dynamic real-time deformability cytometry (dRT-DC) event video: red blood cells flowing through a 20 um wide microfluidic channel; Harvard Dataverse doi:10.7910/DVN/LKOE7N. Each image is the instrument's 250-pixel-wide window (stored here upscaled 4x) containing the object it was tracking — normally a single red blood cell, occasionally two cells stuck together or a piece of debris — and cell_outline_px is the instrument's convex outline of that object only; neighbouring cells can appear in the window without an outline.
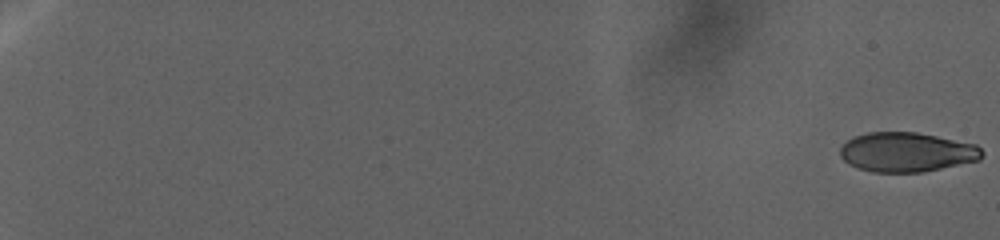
{"species": "human", "species_latin": "Homo sapiens", "temperature_condition": "warm", "stored_images_in_passage": 217, "camera_frame_rate_fps": 3000, "um_per_image_px": 0.085, "donor": {"sex": "female"}, "frame": {"image": 1, "passage_image": 1, "time_ms": 0.0, "image_size_px": [1000, 240], "cell_outline_px": [[984, 152], [980, 160], [924, 172], [872, 172], [856, 168], [848, 164], [840, 156], [840, 148], [852, 136], [868, 132], [916, 132], [976, 144]], "centroid_in_image_um": [77.06, 12.93], "position_along_channel_um": 7.9, "area_um2": 32.83}}
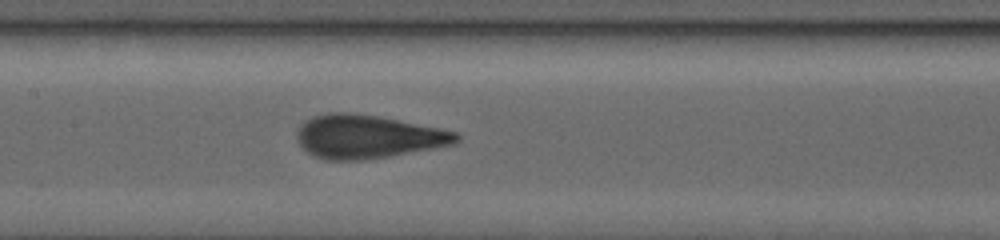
{"frame": {"image": 2, "passage_image": 119, "time_ms": 36.0, "image_size_px": [1000, 240], "cell_outline_px": [[460, 140], [456, 144], [436, 148], [364, 160], [324, 160], [312, 156], [296, 140], [296, 132], [300, 124], [304, 120], [312, 116], [328, 112], [348, 112], [376, 116], [440, 128], [460, 132]], "centroid_in_image_um": [31.24, 11.61], "position_along_channel_um": 176.2, "area_um2": 40.69}}
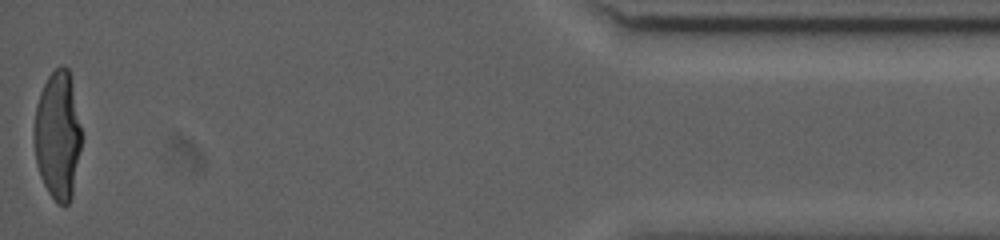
{"frame": {"image": 3, "passage_image": 216, "time_ms": 61.333, "image_size_px": [1000, 240], "cell_outline_px": [[80, 148], [72, 196], [68, 204], [56, 204], [48, 192], [40, 176], [36, 164], [32, 132], [36, 104], [40, 92], [48, 76], [60, 64], [64, 64], [68, 68], [80, 128]], "centroid_in_image_um": [4.86, 11.52], "position_along_channel_um": 430.3, "area_um2": 35.26}}